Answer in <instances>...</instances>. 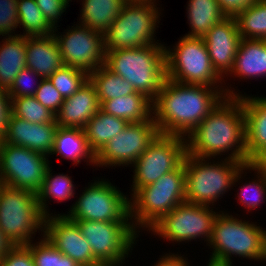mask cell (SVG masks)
I'll return each mask as SVG.
<instances>
[{
  "label": "cell",
  "mask_w": 266,
  "mask_h": 266,
  "mask_svg": "<svg viewBox=\"0 0 266 266\" xmlns=\"http://www.w3.org/2000/svg\"><path fill=\"white\" fill-rule=\"evenodd\" d=\"M185 139L191 156L218 159L224 155L249 164L241 97L225 96Z\"/></svg>",
  "instance_id": "6da1fadb"
},
{
  "label": "cell",
  "mask_w": 266,
  "mask_h": 266,
  "mask_svg": "<svg viewBox=\"0 0 266 266\" xmlns=\"http://www.w3.org/2000/svg\"><path fill=\"white\" fill-rule=\"evenodd\" d=\"M224 97V87L166 78L153 101V118L160 134L186 138Z\"/></svg>",
  "instance_id": "7a4b0ae2"
},
{
  "label": "cell",
  "mask_w": 266,
  "mask_h": 266,
  "mask_svg": "<svg viewBox=\"0 0 266 266\" xmlns=\"http://www.w3.org/2000/svg\"><path fill=\"white\" fill-rule=\"evenodd\" d=\"M227 212L219 210L215 217L207 245L212 251L208 261L233 266L235 256L238 260L241 257L265 262L266 229L257 222L241 219L239 214L235 216Z\"/></svg>",
  "instance_id": "3957f363"
},
{
  "label": "cell",
  "mask_w": 266,
  "mask_h": 266,
  "mask_svg": "<svg viewBox=\"0 0 266 266\" xmlns=\"http://www.w3.org/2000/svg\"><path fill=\"white\" fill-rule=\"evenodd\" d=\"M165 45L110 50L105 65L153 102L166 79Z\"/></svg>",
  "instance_id": "277c9868"
},
{
  "label": "cell",
  "mask_w": 266,
  "mask_h": 266,
  "mask_svg": "<svg viewBox=\"0 0 266 266\" xmlns=\"http://www.w3.org/2000/svg\"><path fill=\"white\" fill-rule=\"evenodd\" d=\"M172 46H165L166 78L185 84L224 87L226 97L244 95L229 83L227 86V80L213 68L203 38L181 36Z\"/></svg>",
  "instance_id": "5b68a950"
},
{
  "label": "cell",
  "mask_w": 266,
  "mask_h": 266,
  "mask_svg": "<svg viewBox=\"0 0 266 266\" xmlns=\"http://www.w3.org/2000/svg\"><path fill=\"white\" fill-rule=\"evenodd\" d=\"M217 160L198 158L186 153L183 160L186 201L214 207L224 194L233 189L234 179L245 163L226 158Z\"/></svg>",
  "instance_id": "8992f818"
},
{
  "label": "cell",
  "mask_w": 266,
  "mask_h": 266,
  "mask_svg": "<svg viewBox=\"0 0 266 266\" xmlns=\"http://www.w3.org/2000/svg\"><path fill=\"white\" fill-rule=\"evenodd\" d=\"M185 188L184 163L176 170L164 174L154 183L139 188L129 197L133 228L138 233L146 232L162 216L186 201Z\"/></svg>",
  "instance_id": "52a82bcc"
},
{
  "label": "cell",
  "mask_w": 266,
  "mask_h": 266,
  "mask_svg": "<svg viewBox=\"0 0 266 266\" xmlns=\"http://www.w3.org/2000/svg\"><path fill=\"white\" fill-rule=\"evenodd\" d=\"M44 228L45 216L39 207L37 193L1 183L0 230L7 240L12 245H26L34 241L37 231L38 235L44 236Z\"/></svg>",
  "instance_id": "ba28073f"
},
{
  "label": "cell",
  "mask_w": 266,
  "mask_h": 266,
  "mask_svg": "<svg viewBox=\"0 0 266 266\" xmlns=\"http://www.w3.org/2000/svg\"><path fill=\"white\" fill-rule=\"evenodd\" d=\"M156 1L127 2L123 6L120 15L104 34L105 53L161 43L155 38L162 13Z\"/></svg>",
  "instance_id": "9c48e42d"
},
{
  "label": "cell",
  "mask_w": 266,
  "mask_h": 266,
  "mask_svg": "<svg viewBox=\"0 0 266 266\" xmlns=\"http://www.w3.org/2000/svg\"><path fill=\"white\" fill-rule=\"evenodd\" d=\"M91 181L63 214L73 221L131 222L129 195L106 178Z\"/></svg>",
  "instance_id": "30bf717a"
},
{
  "label": "cell",
  "mask_w": 266,
  "mask_h": 266,
  "mask_svg": "<svg viewBox=\"0 0 266 266\" xmlns=\"http://www.w3.org/2000/svg\"><path fill=\"white\" fill-rule=\"evenodd\" d=\"M188 201L181 202L169 213L162 216L147 232L172 243L184 244L200 238L206 246L212 235L216 215L214 209ZM184 242V243H183Z\"/></svg>",
  "instance_id": "8fae6325"
},
{
  "label": "cell",
  "mask_w": 266,
  "mask_h": 266,
  "mask_svg": "<svg viewBox=\"0 0 266 266\" xmlns=\"http://www.w3.org/2000/svg\"><path fill=\"white\" fill-rule=\"evenodd\" d=\"M101 264L123 266L139 241V233L131 222L76 221ZM131 253V254H130ZM130 255V256H129Z\"/></svg>",
  "instance_id": "7c38bea8"
},
{
  "label": "cell",
  "mask_w": 266,
  "mask_h": 266,
  "mask_svg": "<svg viewBox=\"0 0 266 266\" xmlns=\"http://www.w3.org/2000/svg\"><path fill=\"white\" fill-rule=\"evenodd\" d=\"M186 153V139L183 136L159 134L132 165L134 174L129 196L176 170L183 163Z\"/></svg>",
  "instance_id": "4fadbf2b"
},
{
  "label": "cell",
  "mask_w": 266,
  "mask_h": 266,
  "mask_svg": "<svg viewBox=\"0 0 266 266\" xmlns=\"http://www.w3.org/2000/svg\"><path fill=\"white\" fill-rule=\"evenodd\" d=\"M49 157L0 141V183L37 193L42 187Z\"/></svg>",
  "instance_id": "5bb4252c"
},
{
  "label": "cell",
  "mask_w": 266,
  "mask_h": 266,
  "mask_svg": "<svg viewBox=\"0 0 266 266\" xmlns=\"http://www.w3.org/2000/svg\"><path fill=\"white\" fill-rule=\"evenodd\" d=\"M159 134L153 116L147 121L128 123L95 155L96 168L131 167Z\"/></svg>",
  "instance_id": "9a60e30c"
},
{
  "label": "cell",
  "mask_w": 266,
  "mask_h": 266,
  "mask_svg": "<svg viewBox=\"0 0 266 266\" xmlns=\"http://www.w3.org/2000/svg\"><path fill=\"white\" fill-rule=\"evenodd\" d=\"M76 25V26H75ZM75 26V27H74ZM53 35L57 40L63 64L84 70L88 74L105 64L104 35L79 23ZM57 32V33H56Z\"/></svg>",
  "instance_id": "2e32d148"
},
{
  "label": "cell",
  "mask_w": 266,
  "mask_h": 266,
  "mask_svg": "<svg viewBox=\"0 0 266 266\" xmlns=\"http://www.w3.org/2000/svg\"><path fill=\"white\" fill-rule=\"evenodd\" d=\"M45 217V237L64 255L81 266H97L101 264L91 250L89 243L82 235L78 223L70 220L65 214Z\"/></svg>",
  "instance_id": "e0dca14e"
},
{
  "label": "cell",
  "mask_w": 266,
  "mask_h": 266,
  "mask_svg": "<svg viewBox=\"0 0 266 266\" xmlns=\"http://www.w3.org/2000/svg\"><path fill=\"white\" fill-rule=\"evenodd\" d=\"M241 39L234 17H225L203 37L212 66L223 79L233 67Z\"/></svg>",
  "instance_id": "ac0fdd59"
},
{
  "label": "cell",
  "mask_w": 266,
  "mask_h": 266,
  "mask_svg": "<svg viewBox=\"0 0 266 266\" xmlns=\"http://www.w3.org/2000/svg\"><path fill=\"white\" fill-rule=\"evenodd\" d=\"M249 163L266 164V96H241Z\"/></svg>",
  "instance_id": "d6986e66"
},
{
  "label": "cell",
  "mask_w": 266,
  "mask_h": 266,
  "mask_svg": "<svg viewBox=\"0 0 266 266\" xmlns=\"http://www.w3.org/2000/svg\"><path fill=\"white\" fill-rule=\"evenodd\" d=\"M57 128L55 119L50 123L34 124L11 113L8 118L7 133L2 141L50 157Z\"/></svg>",
  "instance_id": "ffe728a7"
},
{
  "label": "cell",
  "mask_w": 266,
  "mask_h": 266,
  "mask_svg": "<svg viewBox=\"0 0 266 266\" xmlns=\"http://www.w3.org/2000/svg\"><path fill=\"white\" fill-rule=\"evenodd\" d=\"M99 109L96 89L88 79L74 95L65 98L55 114V122L58 127L83 129Z\"/></svg>",
  "instance_id": "44dd1931"
},
{
  "label": "cell",
  "mask_w": 266,
  "mask_h": 266,
  "mask_svg": "<svg viewBox=\"0 0 266 266\" xmlns=\"http://www.w3.org/2000/svg\"><path fill=\"white\" fill-rule=\"evenodd\" d=\"M60 49L53 34L26 37V67L49 78L63 66Z\"/></svg>",
  "instance_id": "7402d4cb"
},
{
  "label": "cell",
  "mask_w": 266,
  "mask_h": 266,
  "mask_svg": "<svg viewBox=\"0 0 266 266\" xmlns=\"http://www.w3.org/2000/svg\"><path fill=\"white\" fill-rule=\"evenodd\" d=\"M245 80L266 78V40L242 38L231 71L224 77Z\"/></svg>",
  "instance_id": "603a6c76"
},
{
  "label": "cell",
  "mask_w": 266,
  "mask_h": 266,
  "mask_svg": "<svg viewBox=\"0 0 266 266\" xmlns=\"http://www.w3.org/2000/svg\"><path fill=\"white\" fill-rule=\"evenodd\" d=\"M251 171L256 174L254 175L255 177L252 176V181H245L243 184L241 181L246 178L245 176H248L246 175L247 173L251 174ZM236 182L238 185H242L241 187L239 186L240 191H236L238 203H241V206H243L248 213L252 210L256 211L259 207L261 208L262 204L266 201V164H245L237 173L233 182V187H237Z\"/></svg>",
  "instance_id": "cb8c5ba5"
},
{
  "label": "cell",
  "mask_w": 266,
  "mask_h": 266,
  "mask_svg": "<svg viewBox=\"0 0 266 266\" xmlns=\"http://www.w3.org/2000/svg\"><path fill=\"white\" fill-rule=\"evenodd\" d=\"M53 154L71 160L74 166L86 161V165L96 167L95 155L89 149L81 128L58 127L51 155Z\"/></svg>",
  "instance_id": "d4e9b609"
},
{
  "label": "cell",
  "mask_w": 266,
  "mask_h": 266,
  "mask_svg": "<svg viewBox=\"0 0 266 266\" xmlns=\"http://www.w3.org/2000/svg\"><path fill=\"white\" fill-rule=\"evenodd\" d=\"M24 68H26V37L3 36L0 42V88L8 90Z\"/></svg>",
  "instance_id": "484cf974"
},
{
  "label": "cell",
  "mask_w": 266,
  "mask_h": 266,
  "mask_svg": "<svg viewBox=\"0 0 266 266\" xmlns=\"http://www.w3.org/2000/svg\"><path fill=\"white\" fill-rule=\"evenodd\" d=\"M79 24L103 35L117 18L126 0H81Z\"/></svg>",
  "instance_id": "4316f807"
},
{
  "label": "cell",
  "mask_w": 266,
  "mask_h": 266,
  "mask_svg": "<svg viewBox=\"0 0 266 266\" xmlns=\"http://www.w3.org/2000/svg\"><path fill=\"white\" fill-rule=\"evenodd\" d=\"M153 102L137 92L104 101L100 109L105 113L126 120L128 123L147 121L153 116Z\"/></svg>",
  "instance_id": "83f0119b"
},
{
  "label": "cell",
  "mask_w": 266,
  "mask_h": 266,
  "mask_svg": "<svg viewBox=\"0 0 266 266\" xmlns=\"http://www.w3.org/2000/svg\"><path fill=\"white\" fill-rule=\"evenodd\" d=\"M128 122L99 109L83 128L89 149L96 155L112 138L124 130Z\"/></svg>",
  "instance_id": "f1b7e54d"
},
{
  "label": "cell",
  "mask_w": 266,
  "mask_h": 266,
  "mask_svg": "<svg viewBox=\"0 0 266 266\" xmlns=\"http://www.w3.org/2000/svg\"><path fill=\"white\" fill-rule=\"evenodd\" d=\"M187 3L186 13L190 31L184 35L186 37L203 38L211 27L225 18L217 0H189Z\"/></svg>",
  "instance_id": "f546056e"
},
{
  "label": "cell",
  "mask_w": 266,
  "mask_h": 266,
  "mask_svg": "<svg viewBox=\"0 0 266 266\" xmlns=\"http://www.w3.org/2000/svg\"><path fill=\"white\" fill-rule=\"evenodd\" d=\"M52 167L49 166L45 172L44 181L42 187L37 192V200L39 203V207L41 209L42 214L45 217L53 215L50 213L49 200L53 198L54 202H63L69 201L72 198H75L76 195L75 189L76 185H74V181L71 176L68 174H57L53 175ZM48 201V202H47Z\"/></svg>",
  "instance_id": "4dcf8cb0"
},
{
  "label": "cell",
  "mask_w": 266,
  "mask_h": 266,
  "mask_svg": "<svg viewBox=\"0 0 266 266\" xmlns=\"http://www.w3.org/2000/svg\"><path fill=\"white\" fill-rule=\"evenodd\" d=\"M89 80L96 89L100 105L106 100L137 93L127 80L114 73L105 64L89 73Z\"/></svg>",
  "instance_id": "1f68e13d"
},
{
  "label": "cell",
  "mask_w": 266,
  "mask_h": 266,
  "mask_svg": "<svg viewBox=\"0 0 266 266\" xmlns=\"http://www.w3.org/2000/svg\"><path fill=\"white\" fill-rule=\"evenodd\" d=\"M234 19L241 38L266 40V0H257Z\"/></svg>",
  "instance_id": "d6a6232c"
},
{
  "label": "cell",
  "mask_w": 266,
  "mask_h": 266,
  "mask_svg": "<svg viewBox=\"0 0 266 266\" xmlns=\"http://www.w3.org/2000/svg\"><path fill=\"white\" fill-rule=\"evenodd\" d=\"M17 13L19 28L22 26L23 37L48 36L54 28L44 18L35 0H18Z\"/></svg>",
  "instance_id": "836d02e7"
},
{
  "label": "cell",
  "mask_w": 266,
  "mask_h": 266,
  "mask_svg": "<svg viewBox=\"0 0 266 266\" xmlns=\"http://www.w3.org/2000/svg\"><path fill=\"white\" fill-rule=\"evenodd\" d=\"M36 240L38 241L36 242ZM36 240L26 244L31 251L35 266H81L59 251L45 235Z\"/></svg>",
  "instance_id": "e575fe53"
},
{
  "label": "cell",
  "mask_w": 266,
  "mask_h": 266,
  "mask_svg": "<svg viewBox=\"0 0 266 266\" xmlns=\"http://www.w3.org/2000/svg\"><path fill=\"white\" fill-rule=\"evenodd\" d=\"M11 113L31 123H50L55 115L43 106L34 96L11 98Z\"/></svg>",
  "instance_id": "d590c367"
},
{
  "label": "cell",
  "mask_w": 266,
  "mask_h": 266,
  "mask_svg": "<svg viewBox=\"0 0 266 266\" xmlns=\"http://www.w3.org/2000/svg\"><path fill=\"white\" fill-rule=\"evenodd\" d=\"M88 79L89 74L84 70L66 65L49 77L53 86L64 99L74 95Z\"/></svg>",
  "instance_id": "8d00e7d4"
},
{
  "label": "cell",
  "mask_w": 266,
  "mask_h": 266,
  "mask_svg": "<svg viewBox=\"0 0 266 266\" xmlns=\"http://www.w3.org/2000/svg\"><path fill=\"white\" fill-rule=\"evenodd\" d=\"M30 79L31 81H34L35 84L34 82L30 84ZM42 79L43 78L38 73L26 67L22 69L20 73L16 76L13 84L7 90V92L10 98L34 96Z\"/></svg>",
  "instance_id": "74e56055"
},
{
  "label": "cell",
  "mask_w": 266,
  "mask_h": 266,
  "mask_svg": "<svg viewBox=\"0 0 266 266\" xmlns=\"http://www.w3.org/2000/svg\"><path fill=\"white\" fill-rule=\"evenodd\" d=\"M17 2L18 0H0V38L19 35L16 31L19 27Z\"/></svg>",
  "instance_id": "f35d334b"
},
{
  "label": "cell",
  "mask_w": 266,
  "mask_h": 266,
  "mask_svg": "<svg viewBox=\"0 0 266 266\" xmlns=\"http://www.w3.org/2000/svg\"><path fill=\"white\" fill-rule=\"evenodd\" d=\"M34 97L54 115L58 112L65 100L53 86L49 78L41 80Z\"/></svg>",
  "instance_id": "ab89813d"
},
{
  "label": "cell",
  "mask_w": 266,
  "mask_h": 266,
  "mask_svg": "<svg viewBox=\"0 0 266 266\" xmlns=\"http://www.w3.org/2000/svg\"><path fill=\"white\" fill-rule=\"evenodd\" d=\"M72 0H35L44 18L53 27H60L58 23L61 21L62 14L66 12Z\"/></svg>",
  "instance_id": "60d3db41"
},
{
  "label": "cell",
  "mask_w": 266,
  "mask_h": 266,
  "mask_svg": "<svg viewBox=\"0 0 266 266\" xmlns=\"http://www.w3.org/2000/svg\"><path fill=\"white\" fill-rule=\"evenodd\" d=\"M0 266H35L30 249L26 245H12L0 258Z\"/></svg>",
  "instance_id": "b9f144b4"
},
{
  "label": "cell",
  "mask_w": 266,
  "mask_h": 266,
  "mask_svg": "<svg viewBox=\"0 0 266 266\" xmlns=\"http://www.w3.org/2000/svg\"><path fill=\"white\" fill-rule=\"evenodd\" d=\"M225 17H235L238 13L254 5L257 0H217Z\"/></svg>",
  "instance_id": "7bdbcfd3"
},
{
  "label": "cell",
  "mask_w": 266,
  "mask_h": 266,
  "mask_svg": "<svg viewBox=\"0 0 266 266\" xmlns=\"http://www.w3.org/2000/svg\"><path fill=\"white\" fill-rule=\"evenodd\" d=\"M11 98L6 89L0 88V141L7 133L8 118L11 115Z\"/></svg>",
  "instance_id": "ee69618b"
},
{
  "label": "cell",
  "mask_w": 266,
  "mask_h": 266,
  "mask_svg": "<svg viewBox=\"0 0 266 266\" xmlns=\"http://www.w3.org/2000/svg\"><path fill=\"white\" fill-rule=\"evenodd\" d=\"M185 255H180L175 254V253H171L169 251V253L167 252L166 254L162 253V255L160 256V258L156 261V263L154 262V265L152 266H191L190 262H188L187 260L188 257H184Z\"/></svg>",
  "instance_id": "f6af8a7d"
},
{
  "label": "cell",
  "mask_w": 266,
  "mask_h": 266,
  "mask_svg": "<svg viewBox=\"0 0 266 266\" xmlns=\"http://www.w3.org/2000/svg\"><path fill=\"white\" fill-rule=\"evenodd\" d=\"M12 244L7 240L0 230V258L8 251Z\"/></svg>",
  "instance_id": "bcb514c9"
},
{
  "label": "cell",
  "mask_w": 266,
  "mask_h": 266,
  "mask_svg": "<svg viewBox=\"0 0 266 266\" xmlns=\"http://www.w3.org/2000/svg\"><path fill=\"white\" fill-rule=\"evenodd\" d=\"M206 266H230V265L213 263V262L207 261Z\"/></svg>",
  "instance_id": "7dc6e473"
},
{
  "label": "cell",
  "mask_w": 266,
  "mask_h": 266,
  "mask_svg": "<svg viewBox=\"0 0 266 266\" xmlns=\"http://www.w3.org/2000/svg\"><path fill=\"white\" fill-rule=\"evenodd\" d=\"M127 2H144L149 0H126Z\"/></svg>",
  "instance_id": "c3c4849f"
},
{
  "label": "cell",
  "mask_w": 266,
  "mask_h": 266,
  "mask_svg": "<svg viewBox=\"0 0 266 266\" xmlns=\"http://www.w3.org/2000/svg\"><path fill=\"white\" fill-rule=\"evenodd\" d=\"M97 266H115V265H112V264H99Z\"/></svg>",
  "instance_id": "681fc988"
}]
</instances>
